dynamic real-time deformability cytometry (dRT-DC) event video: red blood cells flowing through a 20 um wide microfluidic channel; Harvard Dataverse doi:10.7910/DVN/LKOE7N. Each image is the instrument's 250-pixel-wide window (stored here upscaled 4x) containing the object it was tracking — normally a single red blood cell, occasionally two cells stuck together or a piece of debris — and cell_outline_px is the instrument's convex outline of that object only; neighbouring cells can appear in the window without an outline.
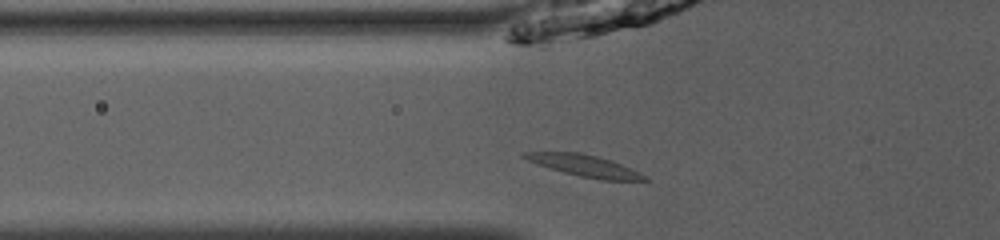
{"species": "common noctule bat (a hibernating species)", "species_latin": "Nyctalus noctula", "temperature_condition": "room temperature", "stored_images_in_passage": 34, "camera_frame_rate_fps": 3000, "um_per_image_px": 0.085, "animal": {"sex": "male", "body_mass_g": 13.0, "forearm_length_mm": 53.1}, "frame": {"image": 1, "passage_image": 2, "time_ms": 0.333, "image_size_px": [1000, 240], "cell_outline_px": [[648, 180], [604, 180], [580, 176], [564, 172], [528, 160], [520, 156], [524, 152], [580, 152], [596, 156], [620, 164], [644, 176]], "centroid_in_image_um": [49.62, 14.07], "position_along_channel_um": 76.2, "area_um2": 14.39}}
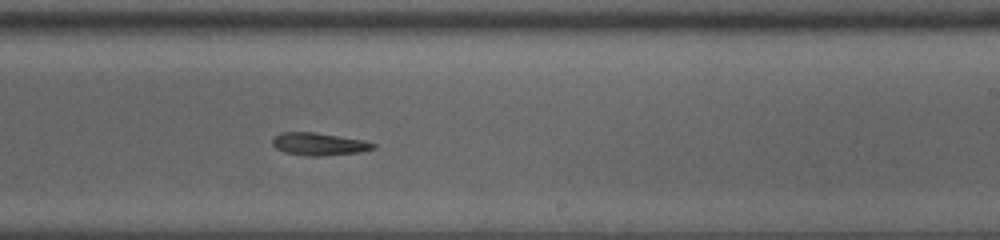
{"frame": {"image": 2, "passage_image": 16, "time_ms": 5.0, "image_size_px": [1000, 240], "cell_outline_px": [[376, 148], [360, 152], [320, 156], [304, 156], [284, 152], [276, 148], [272, 144], [272, 136], [280, 132], [312, 132], [364, 140], [376, 144]], "centroid_in_image_um": [27.07, 12.24], "position_along_channel_um": 261.9, "area_um2": 13.35}}
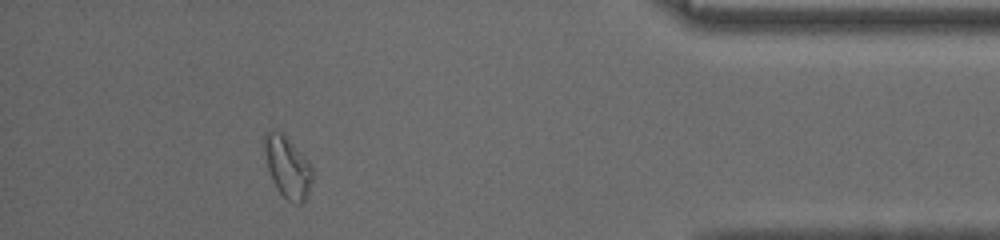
{"frame": {"image": 3, "passage_image": 30, "time_ms": 9.667, "image_size_px": [1000, 240], "cell_outline_px": [[312, 180], [308, 192], [304, 200], [300, 204], [296, 204], [288, 200], [276, 188], [272, 180], [268, 168], [264, 148], [264, 132], [284, 132], [312, 164]], "centroid_in_image_um": [24.46, 14.17], "position_along_channel_um": 410.7, "area_um2": 17.17}, "authors_computed_cell_mechanics": {"area_um2": 13.9587, "velocity_mm_per_s": 3.9664, "shape_relaxation_time_tau1_ms": 2.8983, "shape_relaxation_time_tau2_ms": 11.1907, "deformation_change_tau1": 0.1676, "deformation_change_tau2": 0.1076}}